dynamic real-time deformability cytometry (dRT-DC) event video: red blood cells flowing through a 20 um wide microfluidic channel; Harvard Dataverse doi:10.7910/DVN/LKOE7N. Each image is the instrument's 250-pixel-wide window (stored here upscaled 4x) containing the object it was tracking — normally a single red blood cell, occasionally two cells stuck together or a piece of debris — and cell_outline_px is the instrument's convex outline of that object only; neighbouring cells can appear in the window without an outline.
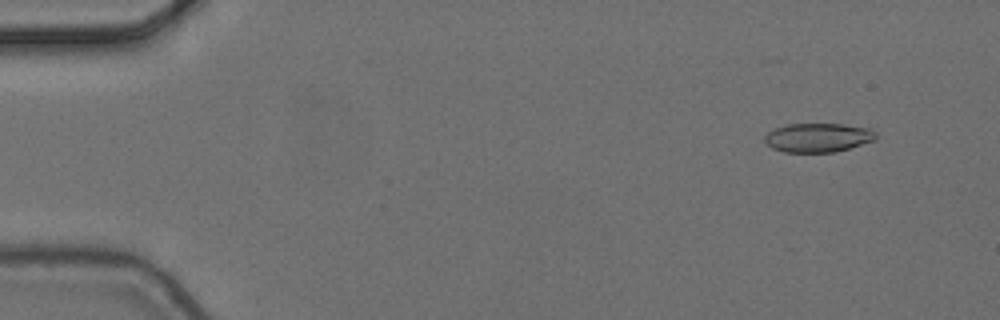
{"species": "common noctule bat (a hibernating species)", "species_latin": "Nyctalus noctula", "temperature_condition": "cold", "stored_images_in_passage": 6, "camera_frame_rate_fps": 3000, "um_per_image_px": 0.085, "animal": {"sex": "female", "body_mass_g": 24.6, "forearm_length_mm": 56.2}, "frame": {"image": 1, "passage_image": 2, "time_ms": 0.333, "image_size_px": [1000, 320], "cell_outline_px": [[876, 140], [836, 152], [784, 152], [772, 148], [764, 140], [764, 136], [768, 132], [776, 128], [788, 124], [844, 124], [872, 128], [876, 132]], "centroid_in_image_um": [69.57, 11.69], "position_along_channel_um": 15.4, "area_um2": 18.9}}
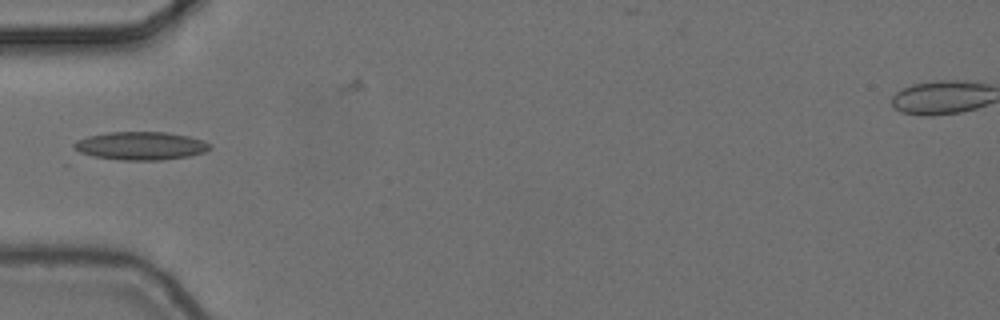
{"frame": {"image": 2, "passage_image": 5, "time_ms": 1.333, "image_size_px": [1000, 320], "cell_outline_px": [[212, 148], [204, 152], [188, 156], [160, 160], [120, 160], [76, 156], [72, 144], [76, 140], [88, 136], [108, 132], [168, 132], [188, 136], [212, 144]], "centroid_in_image_um": [11.82, 12.41], "position_along_channel_um": 73.2, "area_um2": 22.95}}